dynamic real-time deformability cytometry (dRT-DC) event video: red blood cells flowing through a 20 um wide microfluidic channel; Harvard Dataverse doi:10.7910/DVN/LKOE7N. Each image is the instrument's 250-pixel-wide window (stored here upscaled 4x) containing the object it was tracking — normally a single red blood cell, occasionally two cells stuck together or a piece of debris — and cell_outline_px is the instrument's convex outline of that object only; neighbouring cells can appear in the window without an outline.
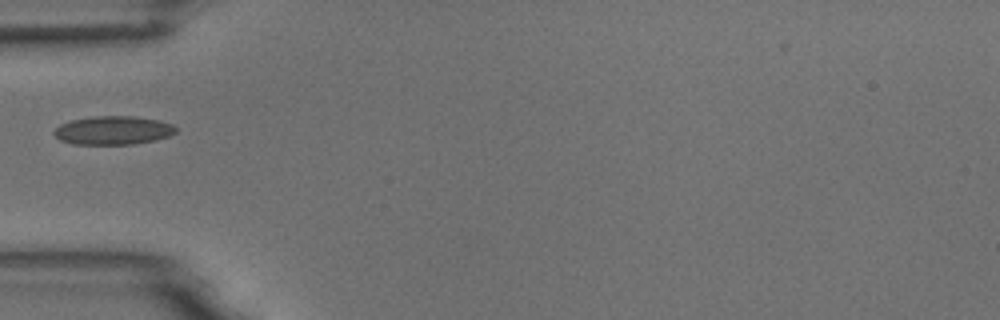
{"species": "common noctule bat (a hibernating species)", "species_latin": "Nyctalus noctula", "temperature_condition": "room temperature", "stored_images_in_passage": 1, "camera_frame_rate_fps": 3000, "um_per_image_px": 0.085, "animal": {"sex": "male", "body_mass_g": 18.8}, "frame": {"image": 1, "passage_image": 1, "time_ms": 0.0, "image_size_px": [1000, 320], "cell_outline_px": [[176, 132], [168, 136], [156, 140], [132, 144], [72, 144], [60, 140], [52, 132], [60, 124], [72, 120], [92, 116], [132, 116], [160, 120], [172, 124], [176, 128]], "centroid_in_image_um": [9.61, 11.08], "position_along_channel_um": 75.4, "area_um2": 20.29}}